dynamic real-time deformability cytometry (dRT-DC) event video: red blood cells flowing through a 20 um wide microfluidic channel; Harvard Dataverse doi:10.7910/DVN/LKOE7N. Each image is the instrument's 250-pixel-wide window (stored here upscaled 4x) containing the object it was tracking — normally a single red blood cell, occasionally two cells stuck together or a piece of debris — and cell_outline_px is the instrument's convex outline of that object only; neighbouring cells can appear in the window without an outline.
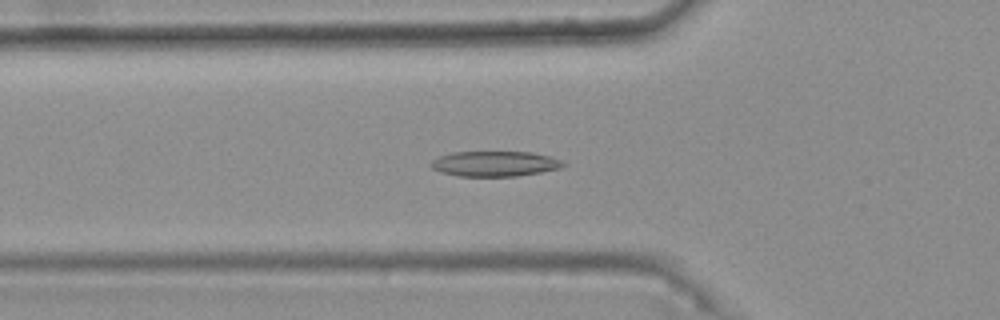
{"species": "common noctule bat (a hibernating species)", "species_latin": "Nyctalus noctula", "temperature_condition": "warm", "stored_images_in_passage": 47, "camera_frame_rate_fps": 3000, "um_per_image_px": 0.085, "animal": {"sex": "female", "body_mass_g": 25.1}, "frame": {"image": 1, "passage_image": 19, "time_ms": 6.0, "image_size_px": [1000, 320], "cell_outline_px": [[568, 164], [560, 168], [540, 172], [516, 176], [456, 176], [440, 172], [432, 168], [428, 164], [432, 160], [440, 156], [452, 152], [532, 152], [548, 156], [560, 160]], "centroid_in_image_um": [42.02, 13.92], "position_along_channel_um": 83.8, "area_um2": 19.48}}
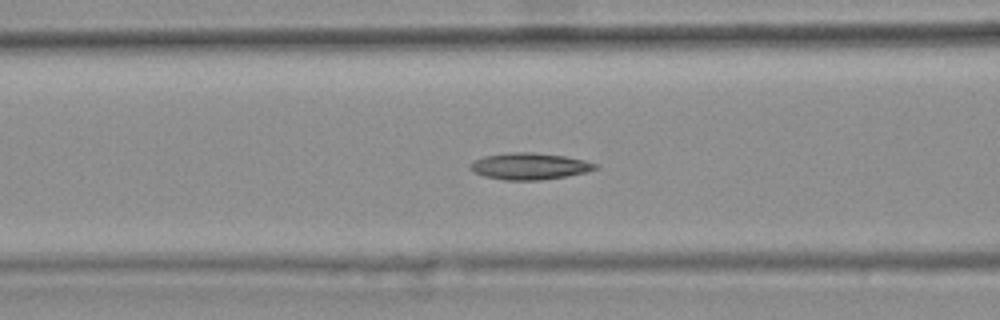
{"frame": {"image": 2, "passage_image": 22, "time_ms": 7.0, "image_size_px": [1000, 320], "cell_outline_px": [[596, 168], [584, 172], [564, 176], [540, 180], [504, 180], [484, 176], [472, 172], [468, 168], [476, 160], [484, 156], [508, 152], [532, 152], [564, 156], [584, 160], [596, 164]], "centroid_in_image_um": [44.95, 14.12], "position_along_channel_um": 121.7, "area_um2": 19.13}}
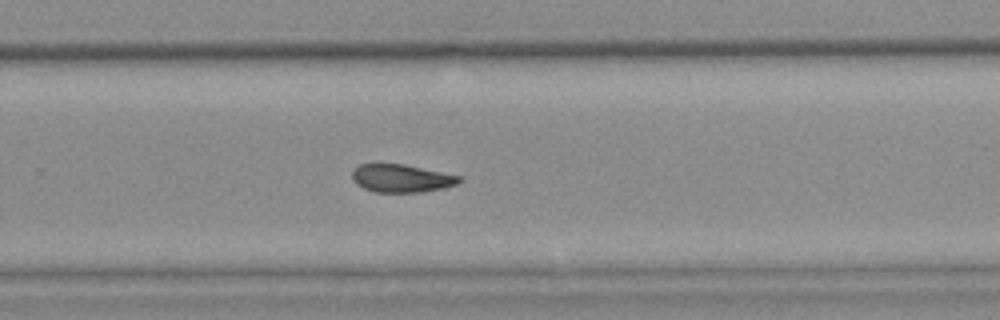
{"frame": {"image": 3, "passage_image": 36, "time_ms": 11.667, "image_size_px": [1000, 320], "cell_outline_px": [[460, 180], [456, 184], [444, 188], [420, 192], [376, 192], [364, 188], [352, 180], [352, 172], [360, 164], [380, 160], [404, 164], [460, 176]], "centroid_in_image_um": [34.04, 15.11], "position_along_channel_um": 295.8, "area_um2": 17.8}, "authors_computed_cell_mechanics": {"area_um2": 18.5538, "velocity_mm_per_s": 3.739, "shape_relaxation_time_tau1_ms": null, "shape_relaxation_time_tau2_ms": 5.0193, "deformation_change_tau1": null, "deformation_change_tau2": 0.1053}}